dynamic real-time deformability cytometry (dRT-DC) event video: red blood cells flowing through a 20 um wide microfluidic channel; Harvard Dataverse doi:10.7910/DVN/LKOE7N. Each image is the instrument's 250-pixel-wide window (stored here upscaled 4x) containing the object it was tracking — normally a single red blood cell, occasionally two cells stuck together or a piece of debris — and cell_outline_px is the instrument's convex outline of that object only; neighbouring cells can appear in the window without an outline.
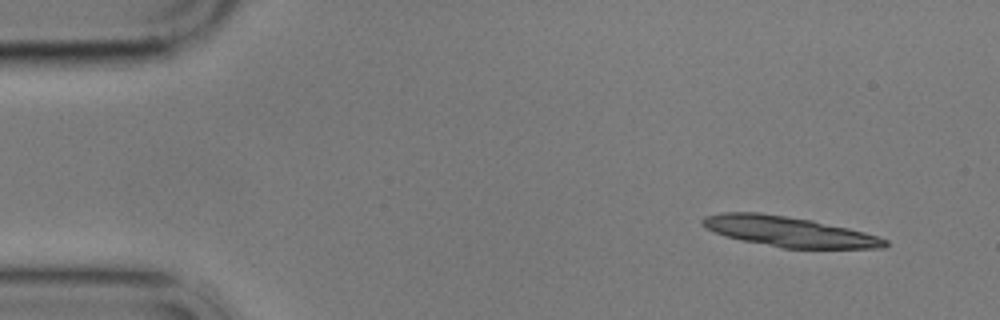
{"species": "common noctule bat (a hibernating species)", "species_latin": "Nyctalus noctula", "temperature_condition": "cold", "stored_images_in_passage": 4, "camera_frame_rate_fps": 3000, "um_per_image_px": 0.085, "animal": {"sex": "male", "body_mass_g": 17.9}, "frame": {"image": 1, "passage_image": 1, "time_ms": 0.0, "image_size_px": [1000, 320], "cell_outline_px": [[888, 244], [884, 248], [784, 248], [740, 240], [724, 236], [704, 228], [700, 224], [700, 220], [704, 216], [724, 212], [760, 212], [812, 220], [848, 228], [880, 236], [888, 240]], "centroid_in_image_um": [67.01, 19.68], "position_along_channel_um": 18.0, "area_um2": 32.25}}